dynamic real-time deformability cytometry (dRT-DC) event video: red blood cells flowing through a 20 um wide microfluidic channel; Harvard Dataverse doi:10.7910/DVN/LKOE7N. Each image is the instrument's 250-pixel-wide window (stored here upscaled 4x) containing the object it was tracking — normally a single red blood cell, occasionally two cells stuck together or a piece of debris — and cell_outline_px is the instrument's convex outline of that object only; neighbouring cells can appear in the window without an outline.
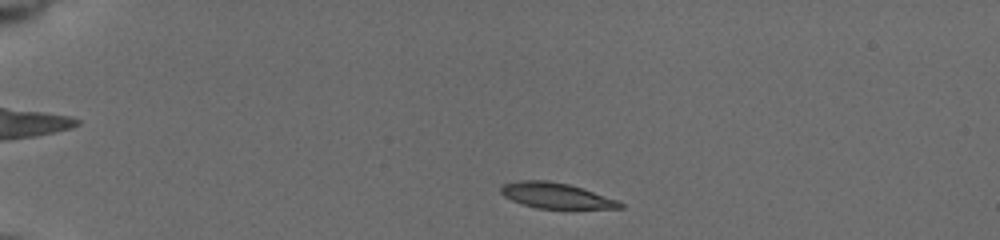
{"species": "common noctule bat (a hibernating species)", "species_latin": "Nyctalus noctula", "temperature_condition": "cold", "stored_images_in_passage": 47, "camera_frame_rate_fps": 3000, "um_per_image_px": 0.085, "animal": {"sex": "female", "body_mass_g": 19.5, "forearm_length_mm": 54.1}, "frame": {"image": 1, "passage_image": 4, "time_ms": 1.0, "image_size_px": [1000, 240], "cell_outline_px": [[624, 208], [536, 208], [512, 200], [504, 196], [500, 192], [500, 188], [504, 184], [520, 180], [548, 180], [568, 184], [584, 188], [620, 200], [624, 204]], "centroid_in_image_um": [47.31, 16.61], "position_along_channel_um": 37.7, "area_um2": 17.74}}
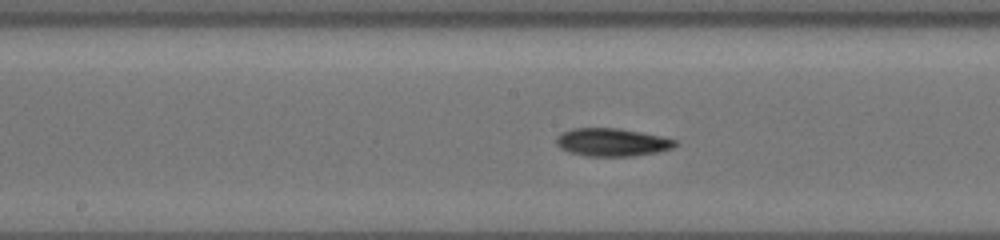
{"frame": {"image": 2, "passage_image": 22, "time_ms": 7.0, "image_size_px": [1000, 240], "cell_outline_px": [[680, 144], [672, 148], [660, 152], [632, 156], [584, 156], [568, 152], [560, 148], [556, 144], [556, 136], [560, 132], [572, 128], [620, 128], [664, 136], [680, 140]], "centroid_in_image_um": [52.07, 12.09], "position_along_channel_um": 196.1, "area_um2": 19.94}}
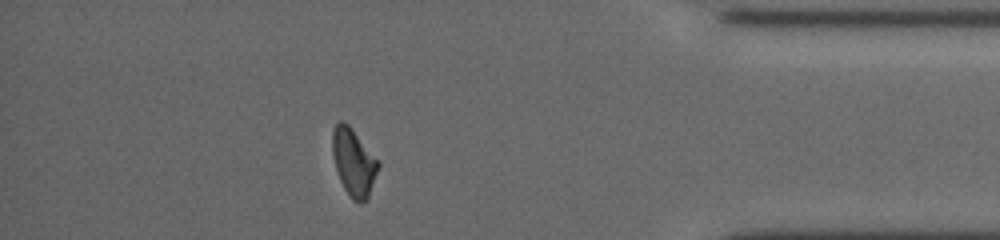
{"frame": {"image": 3, "passage_image": 41, "time_ms": 13.333, "image_size_px": [1000, 240], "cell_outline_px": [[380, 164], [368, 200], [360, 204], [352, 200], [344, 188], [340, 180], [336, 168], [332, 152], [332, 132], [336, 124], [340, 120], [348, 124], [380, 160]], "centroid_in_image_um": [30.09, 13.81], "position_along_channel_um": 405.1, "area_um2": 18.21}, "authors_computed_cell_mechanics": {"area_um2": 18.496, "velocity_mm_per_s": 3.7471, "shape_relaxation_time_tau1_ms": 5.7824, "shape_relaxation_time_tau2_ms": null, "deformation_change_tau1": 0.1751, "deformation_change_tau2": null}}